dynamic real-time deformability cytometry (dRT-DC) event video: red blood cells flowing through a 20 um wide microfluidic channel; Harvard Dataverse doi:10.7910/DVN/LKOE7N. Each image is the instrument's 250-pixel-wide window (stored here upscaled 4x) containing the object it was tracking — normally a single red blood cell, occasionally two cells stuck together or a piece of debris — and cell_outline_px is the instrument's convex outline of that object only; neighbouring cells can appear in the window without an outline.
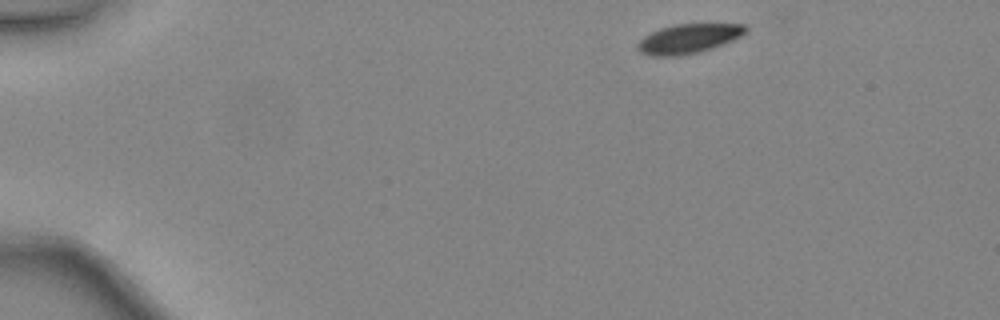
{"species": "common noctule bat (a hibernating species)", "species_latin": "Nyctalus noctula", "temperature_condition": "warm", "stored_images_in_passage": 41, "camera_frame_rate_fps": 3000, "um_per_image_px": 0.085, "animal": {"sex": "female", "body_mass_g": 24.6, "forearm_length_mm": 56.2}, "frame": {"image": 1, "passage_image": 1, "time_ms": 0.0, "image_size_px": [1000, 320], "cell_outline_px": [[748, 28], [740, 36], [732, 40], [712, 48], [696, 52], [676, 56], [648, 56], [640, 52], [636, 48], [636, 44], [644, 36], [660, 28], [676, 24], [744, 24]], "centroid_in_image_um": [58.47, 3.29], "position_along_channel_um": 26.5, "area_um2": 18.32}}
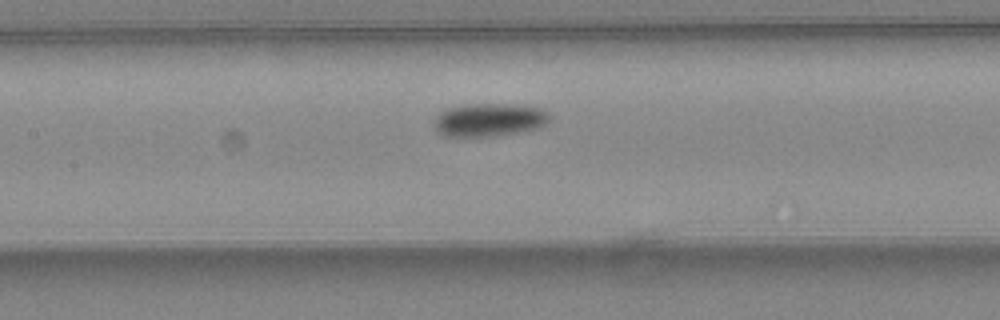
{"frame": {"image": 2, "passage_image": 17, "time_ms": 5.333, "image_size_px": [1000, 320], "cell_outline_px": [[548, 120], [540, 128], [496, 136], [444, 136], [436, 132], [432, 128], [432, 120], [444, 108], [464, 104], [524, 104], [540, 108], [548, 112]], "centroid_in_image_um": [41.51, 10.18], "position_along_channel_um": 165.9, "area_um2": 22.83}}
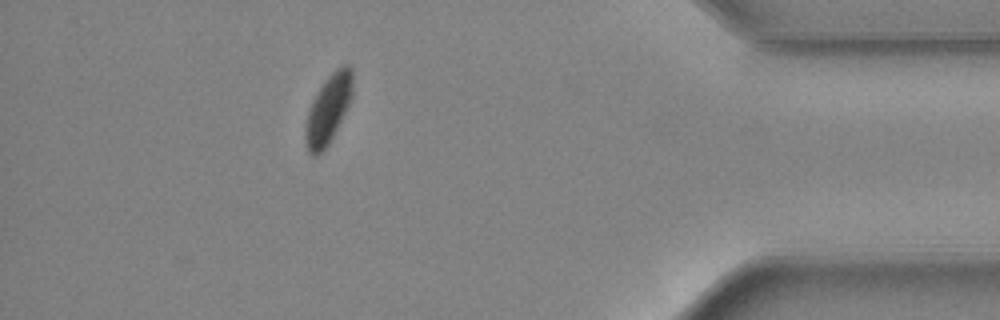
{"frame": {"image": 3, "passage_image": 36, "time_ms": 11.667, "image_size_px": [1000, 320], "cell_outline_px": [[352, 96], [328, 144], [316, 156], [312, 156], [308, 152], [304, 132], [304, 128], [308, 112], [312, 100], [316, 92], [328, 76], [336, 68], [344, 64], [348, 64], [352, 68]], "centroid_in_image_um": [27.88, 9.25], "position_along_channel_um": 407.3, "area_um2": 18.55}, "authors_computed_cell_mechanics": {"area_um2": 20.808, "velocity_mm_per_s": 4.4421, "shape_relaxation_time_tau1_ms": 2.7239, "shape_relaxation_time_tau2_ms": null, "deformation_change_tau1": 0.0724, "deformation_change_tau2": null}}